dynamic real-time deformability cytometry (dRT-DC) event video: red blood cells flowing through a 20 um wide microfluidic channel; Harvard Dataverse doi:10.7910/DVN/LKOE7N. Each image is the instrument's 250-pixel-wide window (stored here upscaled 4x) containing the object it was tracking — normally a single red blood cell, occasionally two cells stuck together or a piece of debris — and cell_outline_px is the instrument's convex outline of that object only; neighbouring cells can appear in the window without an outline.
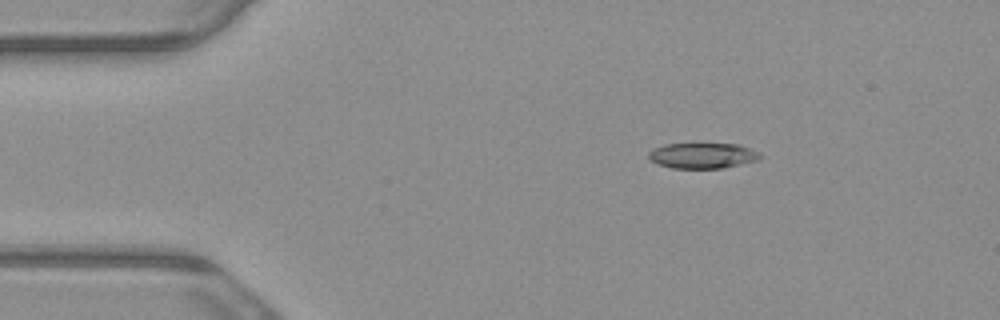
{"species": "common noctule bat (a hibernating species)", "species_latin": "Nyctalus noctula", "temperature_condition": "warm", "stored_images_in_passage": 3, "camera_frame_rate_fps": 3000, "um_per_image_px": 0.085, "animal": {"sex": "male", "body_mass_g": 23.1, "forearm_length_mm": 52.7}, "frame": {"image": 1, "passage_image": 1, "time_ms": 0.0, "image_size_px": [1000, 320], "cell_outline_px": [[764, 156], [756, 160], [740, 164], [720, 168], [672, 168], [660, 164], [652, 160], [648, 156], [648, 152], [652, 148], [664, 144], [740, 144], [760, 152]], "centroid_in_image_um": [59.74, 13.21], "position_along_channel_um": 25.3, "area_um2": 16.53}}